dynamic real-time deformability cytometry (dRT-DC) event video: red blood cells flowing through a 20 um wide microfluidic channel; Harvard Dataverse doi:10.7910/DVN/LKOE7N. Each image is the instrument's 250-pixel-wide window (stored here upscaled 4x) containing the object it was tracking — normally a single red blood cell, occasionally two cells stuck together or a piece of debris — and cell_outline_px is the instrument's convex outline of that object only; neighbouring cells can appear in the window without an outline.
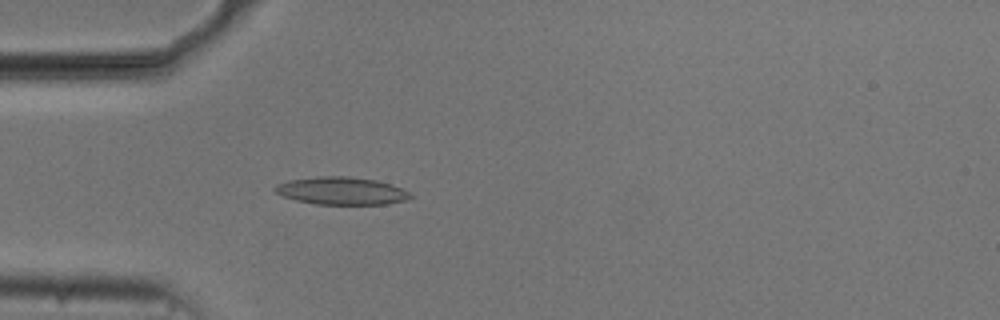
{"species": "common noctule bat (a hibernating species)", "species_latin": "Nyctalus noctula", "temperature_condition": "cold", "stored_images_in_passage": 25, "camera_frame_rate_fps": 3000, "um_per_image_px": 0.085, "animal": {"sex": "male", "body_mass_g": 20.5, "forearm_length_mm": 52.5}, "frame": {"image": 1, "passage_image": 2, "time_ms": 0.333, "image_size_px": [1000, 320], "cell_outline_px": [[412, 196], [404, 200], [384, 204], [316, 204], [296, 200], [284, 196], [276, 192], [272, 188], [276, 184], [288, 180], [316, 176], [348, 176], [376, 180], [392, 184], [408, 192]], "centroid_in_image_um": [28.97, 16.21], "position_along_channel_um": 56.0, "area_um2": 21.68}}
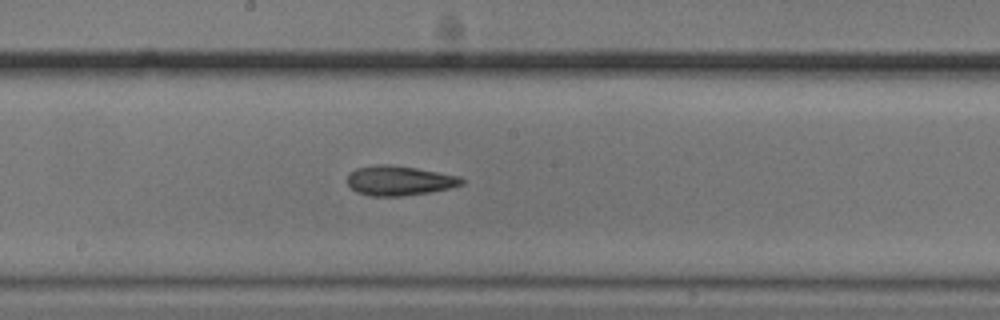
{"frame": {"image": 2, "passage_image": 15, "time_ms": 4.667, "image_size_px": [1000, 320], "cell_outline_px": [[464, 184], [448, 188], [428, 192], [400, 196], [368, 196], [356, 192], [348, 184], [348, 172], [356, 168], [376, 164], [388, 164], [416, 168], [460, 176], [464, 180]], "centroid_in_image_um": [33.9, 15.34], "position_along_channel_um": 214.3, "area_um2": 19.77}}
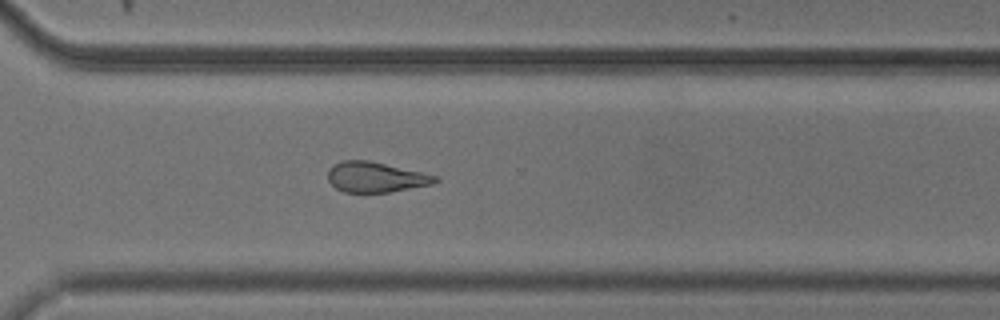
{"frame": {"image": 3, "passage_image": 25, "time_ms": 8.0, "image_size_px": [1000, 320], "cell_outline_px": [[440, 180], [432, 184], [388, 192], [344, 192], [336, 188], [328, 180], [328, 172], [332, 164], [344, 160], [368, 160], [440, 176]], "centroid_in_image_um": [31.94, 15.05], "position_along_channel_um": 338.7, "area_um2": 18.9}}